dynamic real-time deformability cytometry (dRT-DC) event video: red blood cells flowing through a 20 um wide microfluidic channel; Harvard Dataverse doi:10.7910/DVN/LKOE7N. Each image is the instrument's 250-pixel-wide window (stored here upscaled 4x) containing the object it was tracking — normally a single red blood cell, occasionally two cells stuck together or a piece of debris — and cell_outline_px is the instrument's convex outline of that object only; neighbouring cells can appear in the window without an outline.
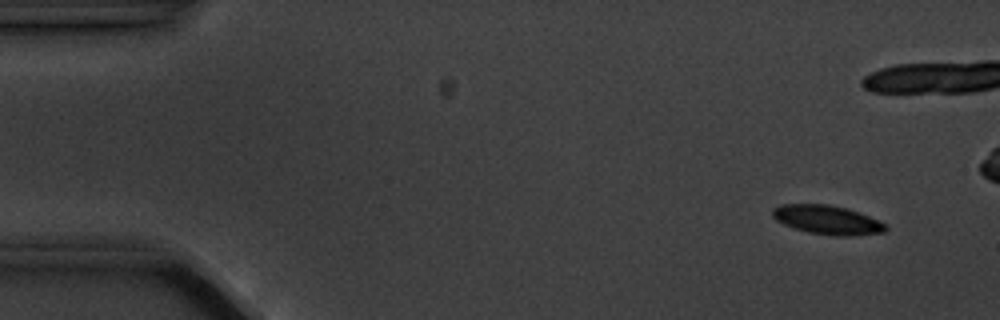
{"species": "common noctule bat (a hibernating species)", "species_latin": "Nyctalus noctula", "temperature_condition": "cold", "stored_images_in_passage": 7, "camera_frame_rate_fps": 3000, "um_per_image_px": 0.085, "animal": {"sex": "male", "body_mass_g": 20.1, "forearm_length_mm": 53.5}, "frame": {"image": 1, "passage_image": 1, "time_ms": 0.0, "image_size_px": [1000, 320], "cell_outline_px": [[888, 228], [884, 232], [848, 236], [836, 236], [808, 232], [784, 224], [776, 220], [772, 216], [772, 208], [780, 204], [828, 204], [848, 208], [888, 224]], "centroid_in_image_um": [70.32, 18.68], "position_along_channel_um": 14.7, "area_um2": 19.13}}